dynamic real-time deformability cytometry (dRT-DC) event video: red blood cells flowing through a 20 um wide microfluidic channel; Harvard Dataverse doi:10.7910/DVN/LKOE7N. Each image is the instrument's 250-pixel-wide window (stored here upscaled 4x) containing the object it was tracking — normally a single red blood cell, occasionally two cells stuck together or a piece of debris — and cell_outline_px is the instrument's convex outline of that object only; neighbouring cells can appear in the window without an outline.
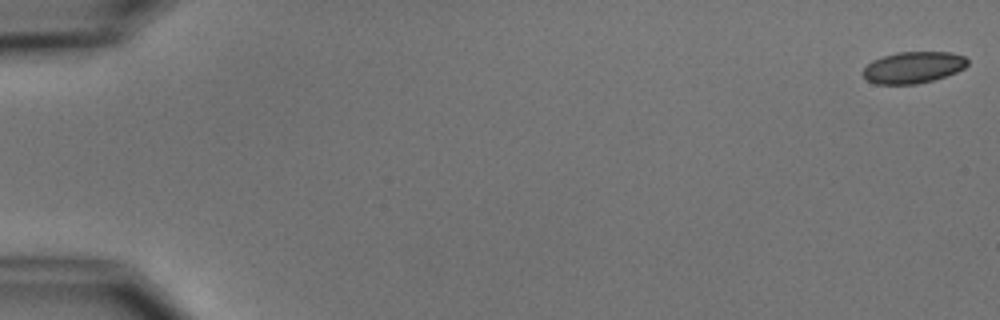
{"species": "common noctule bat (a hibernating species)", "species_latin": "Nyctalus noctula", "temperature_condition": "cold", "stored_images_in_passage": 5, "camera_frame_rate_fps": 3000, "um_per_image_px": 0.085, "animal": {"sex": "male", "body_mass_g": 15.6}, "frame": {"image": 1, "passage_image": 1, "time_ms": 0.0, "image_size_px": [1000, 320], "cell_outline_px": [[968, 64], [964, 68], [956, 72], [932, 80], [916, 84], [876, 84], [868, 80], [860, 72], [872, 60], [896, 52], [952, 52], [964, 56], [968, 60]], "centroid_in_image_um": [77.61, 5.72], "position_along_channel_um": 7.4, "area_um2": 19.19}}